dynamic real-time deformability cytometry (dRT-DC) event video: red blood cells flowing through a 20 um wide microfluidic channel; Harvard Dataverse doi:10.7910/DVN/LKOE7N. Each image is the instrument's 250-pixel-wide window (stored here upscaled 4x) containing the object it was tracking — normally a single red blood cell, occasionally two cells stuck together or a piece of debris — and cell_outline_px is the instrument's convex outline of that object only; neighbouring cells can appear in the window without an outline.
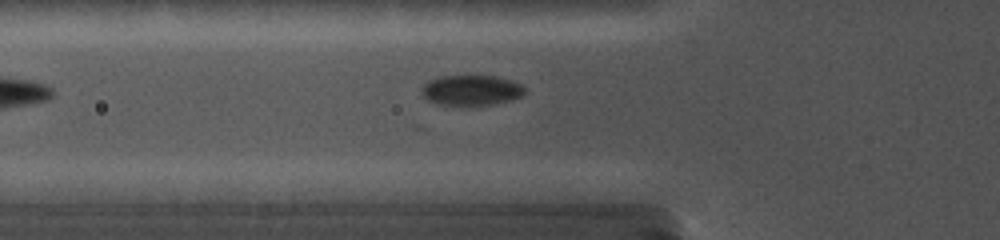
{"species": "common noctule bat (a hibernating species)", "species_latin": "Nyctalus noctula", "temperature_condition": "cold", "stored_images_in_passage": 4, "camera_frame_rate_fps": 5000, "um_per_image_px": 0.085, "animal": {"sex": "female", "body_mass_g": 19.0, "forearm_length_mm": 56.7}, "frame": {"image": 1, "passage_image": 4, "time_ms": 3.0, "image_size_px": [1000, 240], "cell_outline_px": [[528, 88], [520, 96], [496, 104], [460, 108], [436, 104], [428, 100], [420, 92], [420, 88], [424, 84], [440, 76], [492, 76], [508, 80], [520, 84]], "centroid_in_image_um": [40.0, 7.72], "position_along_channel_um": 85.8, "area_um2": 18.67}}